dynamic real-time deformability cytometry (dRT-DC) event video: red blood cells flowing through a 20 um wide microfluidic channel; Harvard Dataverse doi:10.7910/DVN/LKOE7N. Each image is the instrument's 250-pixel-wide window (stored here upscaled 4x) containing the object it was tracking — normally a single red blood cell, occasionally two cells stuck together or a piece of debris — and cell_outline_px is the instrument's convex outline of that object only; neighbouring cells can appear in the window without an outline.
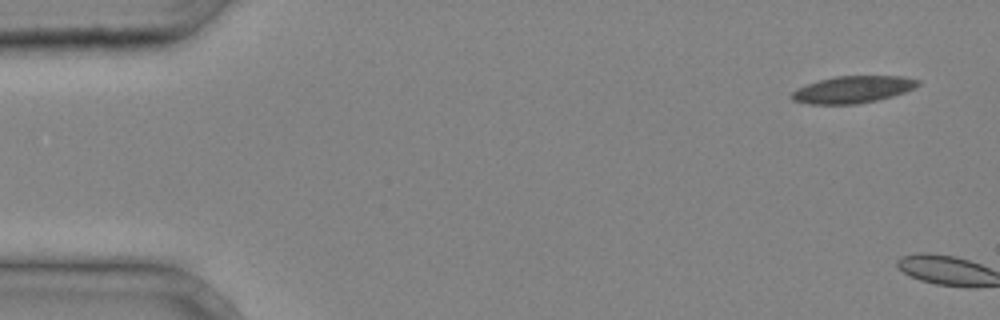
{"species": "common noctule bat (a hibernating species)", "species_latin": "Nyctalus noctula", "temperature_condition": "cold", "stored_images_in_passage": 4, "camera_frame_rate_fps": 3000, "um_per_image_px": 0.085, "animal": {"sex": "male", "body_mass_g": 20.4}, "frame": {"image": 1, "passage_image": 1, "time_ms": 0.0, "image_size_px": [1000, 320], "cell_outline_px": [[920, 84], [916, 88], [892, 96], [876, 100], [856, 104], [808, 104], [792, 100], [792, 92], [796, 88], [820, 80], [836, 76], [904, 76], [920, 80]], "centroid_in_image_um": [72.51, 7.6], "position_along_channel_um": 12.5, "area_um2": 19.83}}